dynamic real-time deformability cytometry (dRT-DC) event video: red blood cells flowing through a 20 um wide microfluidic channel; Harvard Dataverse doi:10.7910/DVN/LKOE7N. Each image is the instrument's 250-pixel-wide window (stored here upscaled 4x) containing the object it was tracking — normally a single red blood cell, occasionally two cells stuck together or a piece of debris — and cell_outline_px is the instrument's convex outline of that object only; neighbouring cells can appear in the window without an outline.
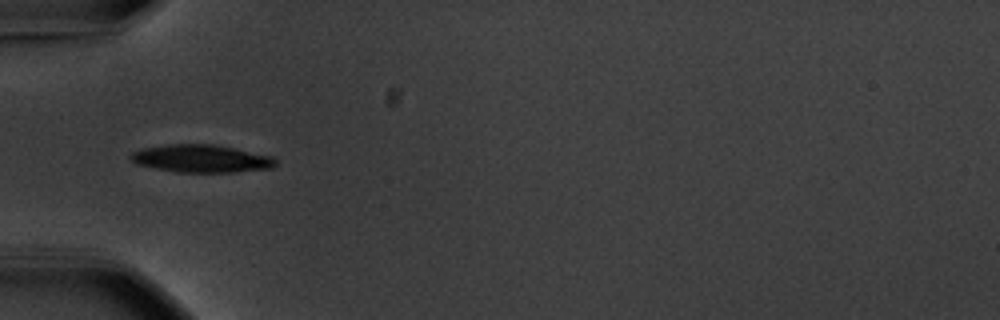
{"species": "common noctule bat (a hibernating species)", "species_latin": "Nyctalus noctula", "temperature_condition": "warm", "stored_images_in_passage": 34, "camera_frame_rate_fps": 3000, "um_per_image_px": 0.085, "animal": {"sex": "male", "body_mass_g": 20.1, "forearm_length_mm": 53.5}, "frame": {"image": 1, "passage_image": 1, "time_ms": 0.0, "image_size_px": [1000, 320], "cell_outline_px": [[276, 164], [272, 168], [232, 172], [176, 172], [136, 164], [128, 156], [132, 152], [144, 148], [168, 144], [212, 144], [272, 156], [276, 160]], "centroid_in_image_um": [17.09, 13.48], "position_along_channel_um": 67.9, "area_um2": 23.18}, "authors_computed_cell_mechanics": {"area_um2": 22.6865, "velocity_mm_per_s": 3.6866, "shape_relaxation_time_tau1_ms": 2.0554, "shape_relaxation_time_tau2_ms": null, "deformation_change_tau1": 0.1374, "deformation_change_tau2": null}}